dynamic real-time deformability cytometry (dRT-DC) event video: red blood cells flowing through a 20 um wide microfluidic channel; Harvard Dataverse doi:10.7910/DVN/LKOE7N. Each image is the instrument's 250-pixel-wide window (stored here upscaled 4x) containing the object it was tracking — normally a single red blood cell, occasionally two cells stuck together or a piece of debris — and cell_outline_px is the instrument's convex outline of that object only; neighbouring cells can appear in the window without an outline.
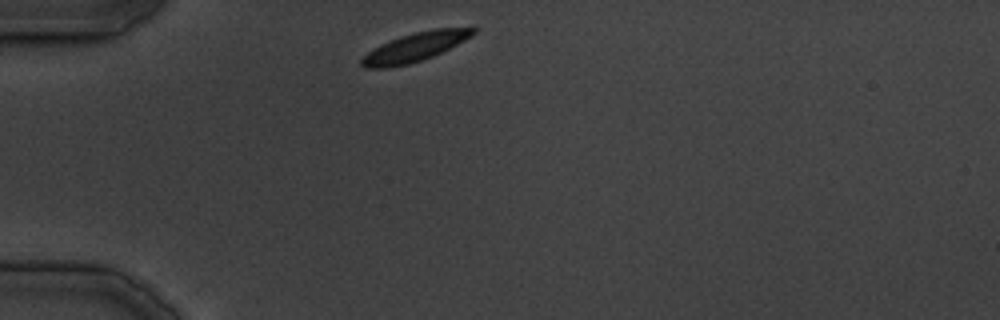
{"species": "common noctule bat (a hibernating species)", "species_latin": "Nyctalus noctula", "temperature_condition": "cold", "stored_images_in_passage": 28, "camera_frame_rate_fps": 3000, "um_per_image_px": 0.085, "animal": {"sex": "male", "body_mass_g": 19.5, "forearm_length_mm": 54.6}, "frame": {"image": 1, "passage_image": 1, "time_ms": 0.0, "image_size_px": [1000, 320], "cell_outline_px": [[476, 32], [464, 40], [432, 56], [408, 64], [388, 68], [364, 68], [360, 64], [360, 60], [368, 52], [380, 44], [400, 36], [416, 32], [436, 28], [476, 28]], "centroid_in_image_um": [35.21, 4.01], "position_along_channel_um": 49.8, "area_um2": 18.32}}
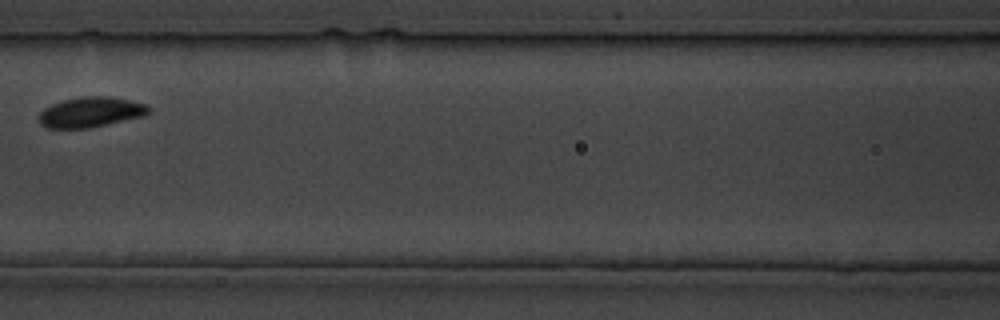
{"frame": {"image": 2, "passage_image": 9, "time_ms": 9.333, "image_size_px": [1000, 320], "cell_outline_px": [[148, 112], [144, 116], [88, 128], [44, 128], [40, 124], [40, 112], [44, 108], [52, 104], [64, 100], [88, 96], [108, 96], [148, 104]], "centroid_in_image_um": [7.69, 9.54], "position_along_channel_um": 158.9, "area_um2": 19.07}}
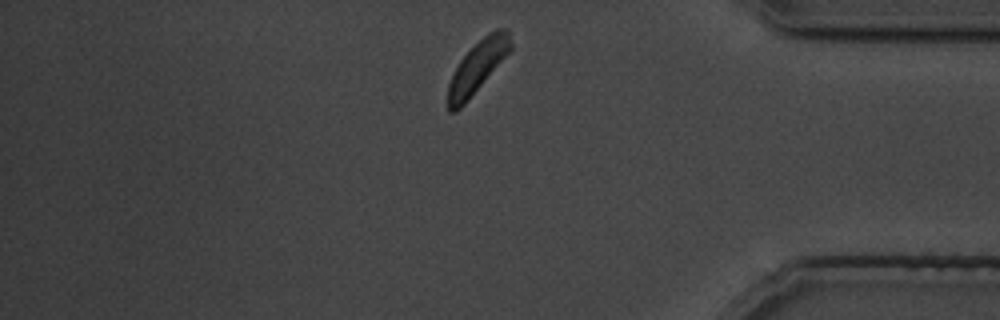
{"frame": {"image": 3, "passage_image": 25, "time_ms": 27.667, "image_size_px": [1000, 320], "cell_outline_px": [[512, 48], [464, 104], [456, 112], [448, 112], [448, 84], [460, 60], [488, 32], [496, 28], [508, 28], [512, 44]], "centroid_in_image_um": [40.59, 5.66], "position_along_channel_um": 394.6, "area_um2": 18.32}}